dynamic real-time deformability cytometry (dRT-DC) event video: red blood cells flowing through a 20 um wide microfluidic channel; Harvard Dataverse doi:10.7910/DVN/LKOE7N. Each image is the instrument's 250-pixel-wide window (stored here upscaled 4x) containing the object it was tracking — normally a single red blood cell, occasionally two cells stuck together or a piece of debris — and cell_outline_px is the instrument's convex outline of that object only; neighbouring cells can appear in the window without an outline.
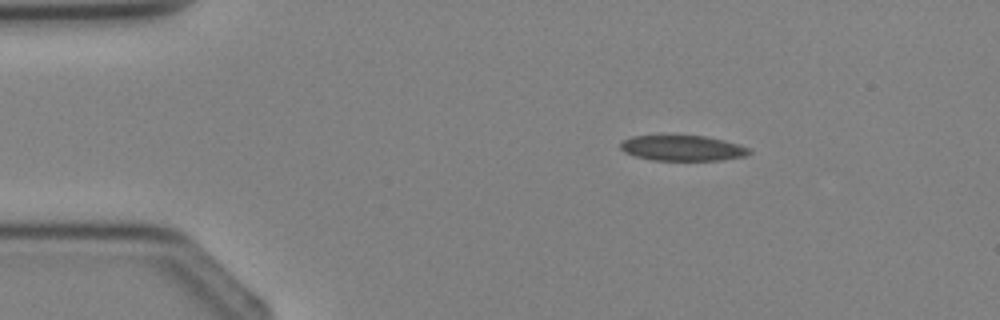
{"species": "Egyptian fruit bat (a non-hibernating species)", "species_latin": "Rousettus aegyptiacus", "temperature_condition": "cold", "stored_images_in_passage": 4, "segment_of_instrument_passage": [2, 2], "camera_frame_rate_fps": 3000, "um_per_image_px": 0.085, "animal": {"sex": "female"}, "frame": {"image": 1, "passage_image": 4, "time_ms": 4.667, "image_size_px": [1000, 320], "cell_outline_px": [[752, 152], [748, 156], [720, 160], [652, 160], [636, 156], [624, 152], [620, 148], [620, 140], [632, 136], [704, 136], [724, 140], [740, 144], [752, 148]], "centroid_in_image_um": [58.06, 12.59], "position_along_channel_um": 26.9, "area_um2": 19.25}}